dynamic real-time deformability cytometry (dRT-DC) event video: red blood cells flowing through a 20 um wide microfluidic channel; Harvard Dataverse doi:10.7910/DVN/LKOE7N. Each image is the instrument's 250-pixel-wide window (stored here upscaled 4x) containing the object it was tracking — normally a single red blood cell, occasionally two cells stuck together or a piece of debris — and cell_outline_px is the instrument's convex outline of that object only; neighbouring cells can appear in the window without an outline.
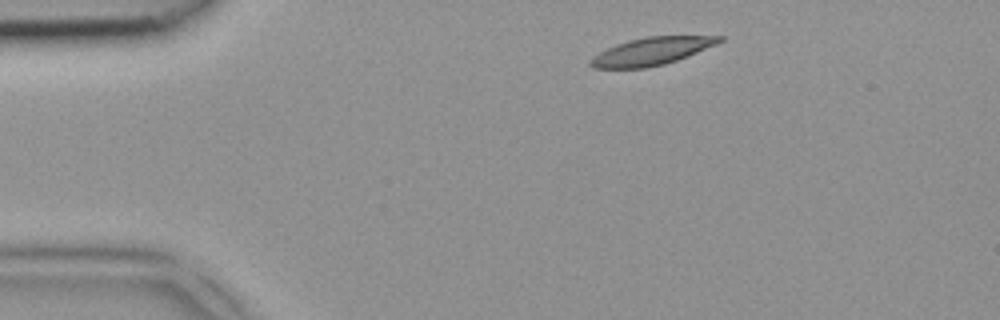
{"species": "common noctule bat (a hibernating species)", "species_latin": "Nyctalus noctula", "temperature_condition": "room temperature", "stored_images_in_passage": 3, "camera_frame_rate_fps": 3000, "um_per_image_px": 0.085, "animal": {"sex": "female", "body_mass_g": 18.4}, "frame": {"image": 1, "passage_image": 1, "time_ms": 0.0, "image_size_px": [1000, 320], "cell_outline_px": [[724, 40], [716, 44], [676, 60], [664, 64], [648, 68], [592, 68], [588, 64], [588, 60], [592, 56], [616, 44], [628, 40], [644, 36], [724, 36]], "centroid_in_image_um": [55.33, 4.36], "position_along_channel_um": 29.7, "area_um2": 20.69}}
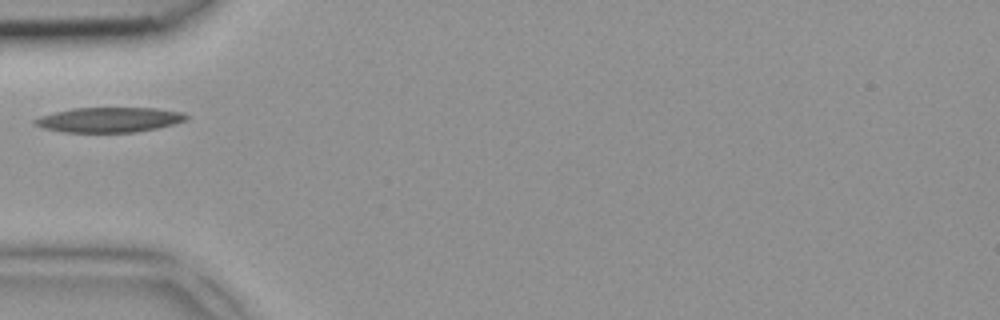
{"frame": {"image": 2, "passage_image": 3, "time_ms": 0.667, "image_size_px": [1000, 320], "cell_outline_px": [[188, 120], [156, 128], [136, 132], [64, 132], [44, 128], [32, 124], [32, 120], [40, 116], [72, 108], [156, 108], [184, 112], [188, 116]], "centroid_in_image_um": [9.28, 10.18], "position_along_channel_um": 75.7, "area_um2": 22.02}}